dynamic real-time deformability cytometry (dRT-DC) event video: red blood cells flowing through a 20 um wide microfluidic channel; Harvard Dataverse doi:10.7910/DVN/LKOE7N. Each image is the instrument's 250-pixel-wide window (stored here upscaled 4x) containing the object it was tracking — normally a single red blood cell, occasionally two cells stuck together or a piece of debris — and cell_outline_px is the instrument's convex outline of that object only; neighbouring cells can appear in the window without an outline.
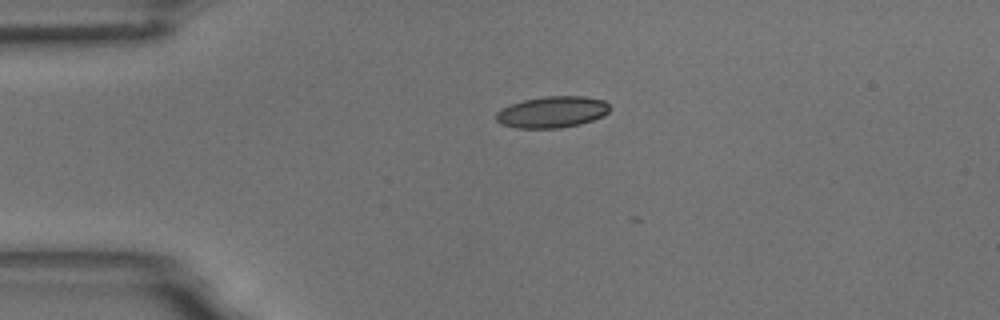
{"species": "common noctule bat (a hibernating species)", "species_latin": "Nyctalus noctula", "temperature_condition": "room temperature", "stored_images_in_passage": 12, "camera_frame_rate_fps": 3000, "um_per_image_px": 0.085, "animal": {"sex": "male", "body_mass_g": 18.8}, "frame": {"image": 1, "passage_image": 1, "time_ms": 0.0, "image_size_px": [1000, 320], "cell_outline_px": [[608, 112], [604, 116], [580, 124], [560, 128], [516, 128], [504, 124], [496, 120], [496, 112], [512, 104], [524, 100], [544, 96], [584, 96], [604, 100], [608, 104]], "centroid_in_image_um": [46.96, 9.52], "position_along_channel_um": 38.0, "area_um2": 20.63}}
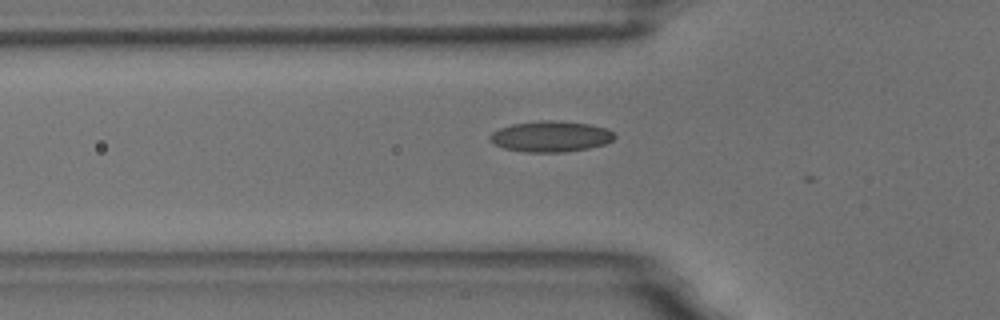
{"frame": {"image": 2, "passage_image": 7, "time_ms": 2.0, "image_size_px": [1000, 320], "cell_outline_px": [[616, 136], [612, 140], [604, 144], [588, 148], [564, 152], [528, 152], [504, 148], [488, 140], [488, 136], [492, 132], [500, 128], [512, 124], [540, 120], [552, 120], [588, 124], [608, 128], [616, 132]], "centroid_in_image_um": [46.82, 11.59], "position_along_channel_um": 79.0, "area_um2": 22.43}}